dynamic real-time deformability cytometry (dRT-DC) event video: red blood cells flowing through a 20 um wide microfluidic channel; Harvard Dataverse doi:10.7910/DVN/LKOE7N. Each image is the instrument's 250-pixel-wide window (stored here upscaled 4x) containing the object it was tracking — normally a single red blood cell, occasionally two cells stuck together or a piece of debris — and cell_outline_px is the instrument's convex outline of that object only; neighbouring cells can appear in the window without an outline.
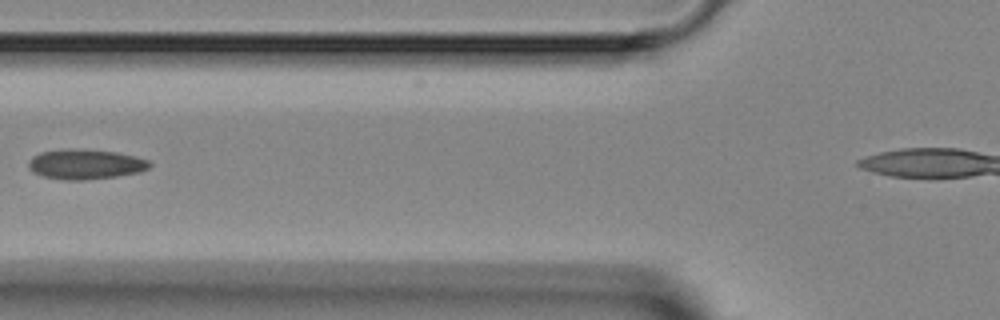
{"species": "Egyptian fruit bat (a non-hibernating species)", "species_latin": "Rousettus aegyptiacus", "temperature_condition": "room temperature", "stored_images_in_passage": 7, "camera_frame_rate_fps": 3000, "um_per_image_px": 0.085, "animal": {"sex": "female"}, "frame": {"image": 1, "passage_image": 6, "time_ms": 6.0, "image_size_px": [1000, 320], "cell_outline_px": [[152, 164], [148, 168], [140, 172], [116, 176], [84, 180], [64, 180], [44, 176], [28, 168], [28, 160], [32, 156], [40, 152], [72, 148], [116, 152], [148, 160]], "centroid_in_image_um": [7.24, 13.96], "position_along_channel_um": 118.6, "area_um2": 20.98}}
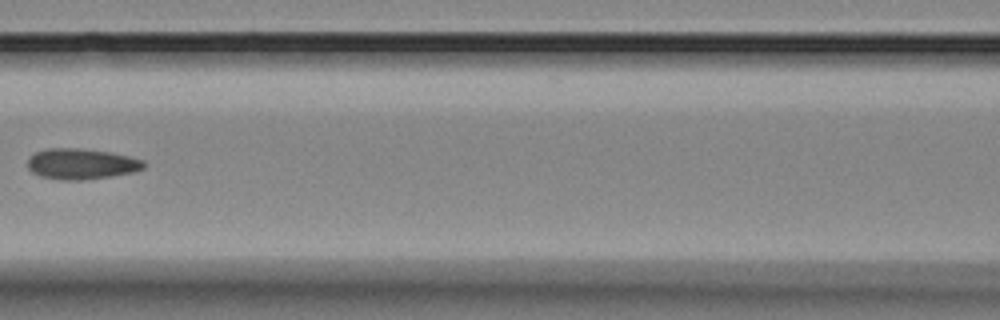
{"frame": {"image": 2, "passage_image": 7, "time_ms": 7.0, "image_size_px": [1000, 320], "cell_outline_px": [[148, 164], [144, 168], [132, 172], [112, 176], [84, 180], [60, 180], [40, 176], [32, 172], [28, 168], [28, 156], [44, 148], [80, 148], [108, 152], [128, 156], [144, 160]], "centroid_in_image_um": [6.9, 13.93], "position_along_channel_um": 159.7, "area_um2": 20.98}}